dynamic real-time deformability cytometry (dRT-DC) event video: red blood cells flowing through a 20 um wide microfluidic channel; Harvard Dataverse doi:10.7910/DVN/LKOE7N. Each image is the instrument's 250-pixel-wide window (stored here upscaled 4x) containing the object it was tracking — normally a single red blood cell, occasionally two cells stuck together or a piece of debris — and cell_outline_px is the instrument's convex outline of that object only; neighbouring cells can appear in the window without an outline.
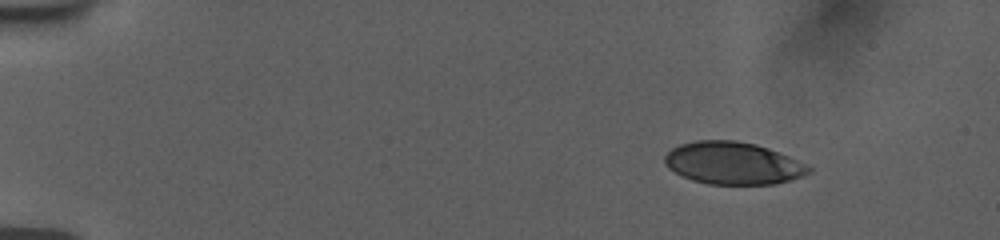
{"species": "human", "species_latin": "Homo sapiens", "temperature_condition": "room temperature", "stored_images_in_passage": 49, "camera_frame_rate_fps": 3000, "um_per_image_px": 0.085, "donor": {"sex": "female"}, "frame": {"image": 1, "passage_image": 1, "time_ms": 0.0, "image_size_px": [1000, 240], "cell_outline_px": [[812, 172], [788, 180], [772, 184], [708, 184], [692, 180], [668, 168], [664, 164], [664, 156], [672, 148], [680, 144], [696, 140], [736, 140], [756, 144], [768, 148], [808, 164], [812, 168]], "centroid_in_image_um": [62.29, 13.86], "position_along_channel_um": 22.7, "area_um2": 35.49}}
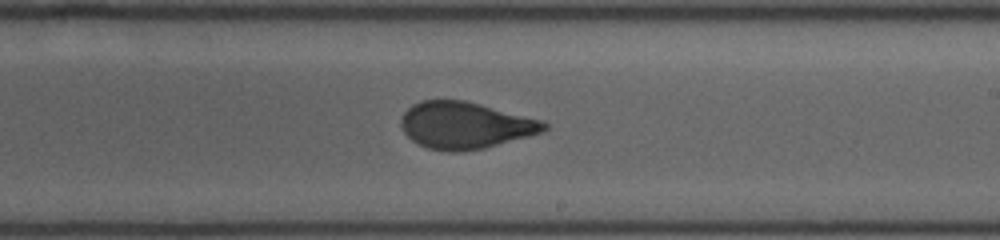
{"frame": {"image": 2, "passage_image": 28, "time_ms": 9.0, "image_size_px": [1000, 240], "cell_outline_px": [[548, 128], [540, 132], [528, 136], [484, 148], [456, 152], [448, 152], [428, 148], [412, 140], [404, 132], [400, 124], [400, 120], [404, 112], [412, 104], [420, 100], [464, 100], [544, 120], [548, 124]], "centroid_in_image_um": [39.52, 10.64], "position_along_channel_um": 249.5, "area_um2": 38.9}}
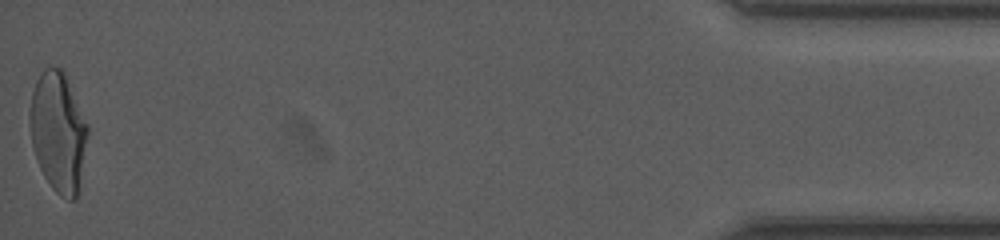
{"frame": {"image": 3, "passage_image": 49, "time_ms": 16.0, "image_size_px": [1000, 240], "cell_outline_px": [[88, 132], [76, 200], [68, 200], [60, 196], [52, 188], [44, 176], [36, 160], [32, 144], [28, 120], [28, 116], [32, 92], [36, 80], [40, 72], [44, 68], [64, 68], [88, 124]], "centroid_in_image_um": [4.93, 11.16], "position_along_channel_um": 430.3, "area_um2": 40.75}, "authors_computed_cell_mechanics": {"area_um2": 39.2462, "velocity_mm_per_s": 3.7746, "shape_relaxation_time_tau1_ms": 6.6021, "shape_relaxation_time_tau2_ms": 0.7992, "deformation_change_tau1": 0.2116, "deformation_change_tau2": 0.0659}}